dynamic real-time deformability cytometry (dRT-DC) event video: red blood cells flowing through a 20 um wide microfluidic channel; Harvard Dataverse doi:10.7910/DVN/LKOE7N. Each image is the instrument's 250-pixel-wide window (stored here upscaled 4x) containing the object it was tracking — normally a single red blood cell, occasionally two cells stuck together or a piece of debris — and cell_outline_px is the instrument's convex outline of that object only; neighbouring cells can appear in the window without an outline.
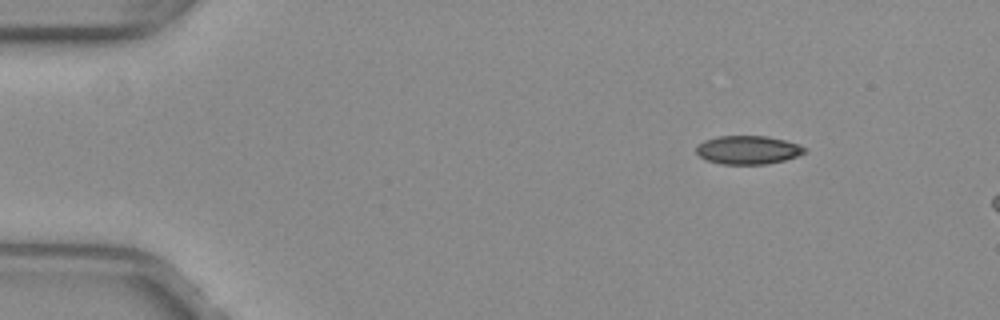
{"species": "common noctule bat (a hibernating species)", "species_latin": "Nyctalus noctula", "temperature_condition": "warm", "stored_images_in_passage": 7, "camera_frame_rate_fps": 3000, "um_per_image_px": 0.085, "animal": {"sex": "female", "body_mass_g": 29.2, "forearm_length_mm": 56.3}, "frame": {"image": 1, "passage_image": 1, "time_ms": 0.0, "image_size_px": [1000, 320], "cell_outline_px": [[808, 152], [784, 160], [768, 164], [720, 164], [708, 160], [700, 156], [696, 152], [696, 148], [704, 140], [716, 136], [764, 136], [784, 140], [800, 144], [808, 148]], "centroid_in_image_um": [63.62, 12.74], "position_along_channel_um": 21.4, "area_um2": 18.03}}